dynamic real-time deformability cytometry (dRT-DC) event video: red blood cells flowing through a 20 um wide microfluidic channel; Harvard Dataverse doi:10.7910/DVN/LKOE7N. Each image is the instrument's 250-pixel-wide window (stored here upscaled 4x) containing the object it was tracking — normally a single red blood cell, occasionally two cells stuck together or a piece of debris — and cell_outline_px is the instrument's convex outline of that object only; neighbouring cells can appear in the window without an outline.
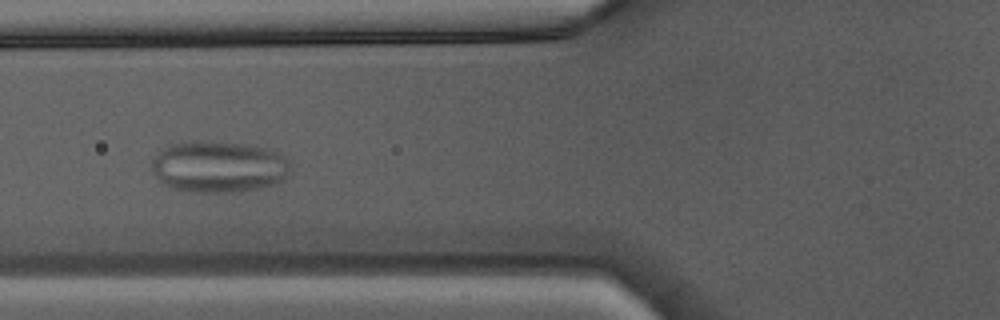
{"species": "Egyptian fruit bat (a non-hibernating species)", "species_latin": "Rousettus aegyptiacus", "temperature_condition": "warm", "stored_images_in_passage": 34, "camera_frame_rate_fps": 3000, "um_per_image_px": 0.085, "animal": {"sex": "male"}, "frame": {"image": 1, "passage_image": 6, "time_ms": 1.667, "image_size_px": [1000, 320], "cell_outline_px": [[292, 164], [288, 176], [284, 180], [260, 188], [232, 192], [192, 192], [172, 188], [164, 184], [152, 172], [152, 160], [168, 144], [192, 140], [208, 140], [240, 144], [264, 148], [280, 152]], "centroid_in_image_um": [18.6, 14.16], "position_along_channel_um": 107.2, "area_um2": 41.96}}
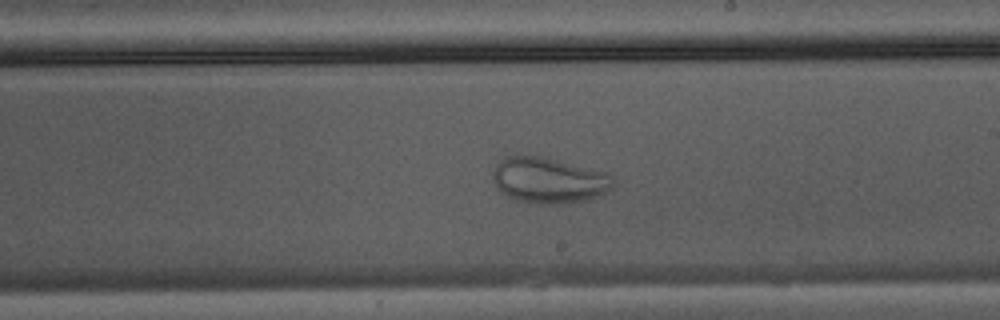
{"frame": {"image": 2, "passage_image": 15, "time_ms": 4.667, "image_size_px": [1000, 320], "cell_outline_px": [[612, 188], [592, 200], [572, 204], [536, 204], [516, 200], [508, 196], [496, 188], [492, 180], [492, 172], [496, 164], [504, 156], [544, 156], [608, 172], [612, 176]], "centroid_in_image_um": [46.66, 15.34], "position_along_channel_um": 242.3, "area_um2": 32.83}}